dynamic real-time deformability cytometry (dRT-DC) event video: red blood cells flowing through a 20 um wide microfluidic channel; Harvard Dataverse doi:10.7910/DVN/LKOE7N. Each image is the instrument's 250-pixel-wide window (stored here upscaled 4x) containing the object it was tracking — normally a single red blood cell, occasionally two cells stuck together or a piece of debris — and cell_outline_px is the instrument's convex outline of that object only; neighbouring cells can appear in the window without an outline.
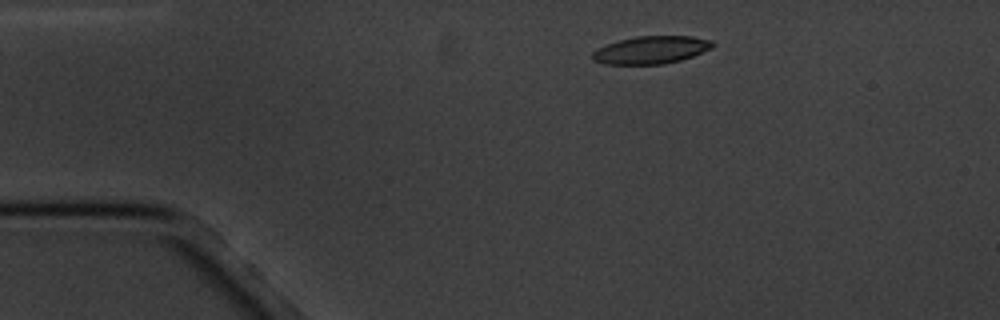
{"species": "common noctule bat (a hibernating species)", "species_latin": "Nyctalus noctula", "temperature_condition": "cold", "stored_images_in_passage": 3, "camera_frame_rate_fps": 3000, "um_per_image_px": 0.085, "animal": {"sex": "male", "body_mass_g": 20.1, "forearm_length_mm": 53.5}, "frame": {"image": 1, "passage_image": 1, "time_ms": 0.0, "image_size_px": [1000, 320], "cell_outline_px": [[716, 44], [712, 48], [692, 56], [680, 60], [664, 64], [604, 64], [592, 60], [592, 52], [608, 44], [620, 40], [636, 36], [692, 36], [712, 40]], "centroid_in_image_um": [55.37, 4.24], "position_along_channel_um": 29.6, "area_um2": 19.31}}
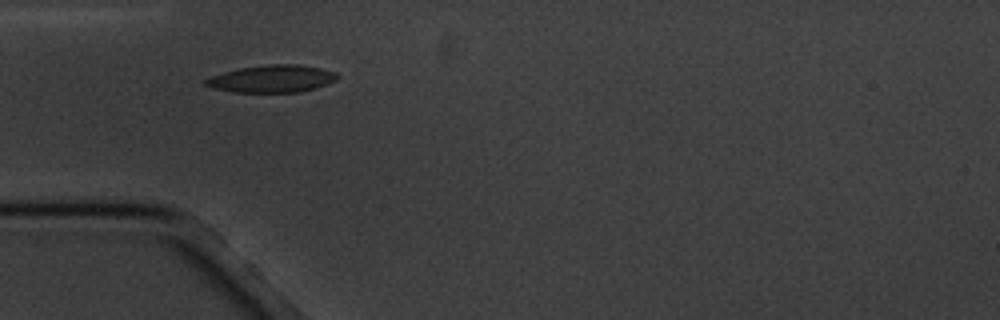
{"frame": {"image": 2, "passage_image": 3, "time_ms": 2.333, "image_size_px": [1000, 320], "cell_outline_px": [[340, 76], [336, 80], [328, 84], [316, 88], [300, 92], [232, 92], [212, 88], [204, 84], [204, 80], [212, 76], [224, 72], [240, 68], [268, 64], [300, 64], [320, 68], [336, 72]], "centroid_in_image_um": [23.15, 6.69], "position_along_channel_um": 61.9, "area_um2": 21.1}}